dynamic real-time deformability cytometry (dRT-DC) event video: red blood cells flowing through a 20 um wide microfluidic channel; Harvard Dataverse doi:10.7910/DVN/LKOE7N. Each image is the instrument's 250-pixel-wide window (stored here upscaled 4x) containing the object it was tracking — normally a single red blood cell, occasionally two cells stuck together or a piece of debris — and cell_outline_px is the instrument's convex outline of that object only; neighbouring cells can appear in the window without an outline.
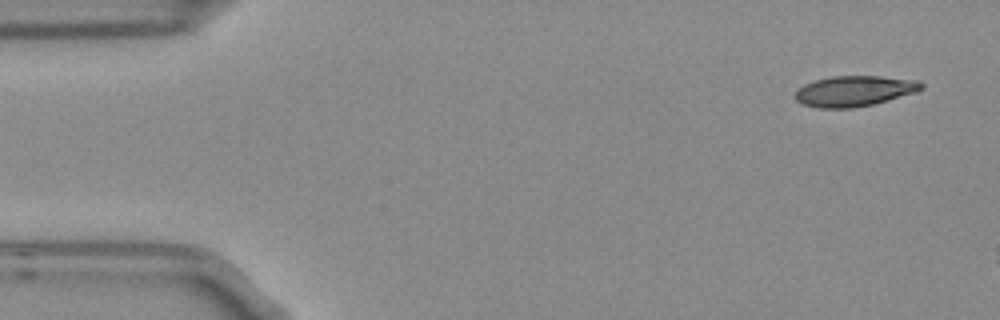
{"species": "Egyptian fruit bat (a non-hibernating species)", "species_latin": "Rousettus aegyptiacus", "temperature_condition": "room temperature", "stored_images_in_passage": 3, "camera_frame_rate_fps": 3000, "um_per_image_px": 0.085, "frame": {"image": 1, "passage_image": 1, "time_ms": 0.0, "image_size_px": [1000, 320], "cell_outline_px": [[924, 88], [916, 92], [888, 100], [872, 104], [852, 108], [816, 108], [804, 104], [796, 100], [792, 96], [804, 84], [816, 80], [832, 76], [880, 76], [916, 80], [924, 84]], "centroid_in_image_um": [72.61, 7.74], "position_along_channel_um": 12.4, "area_um2": 22.43}}